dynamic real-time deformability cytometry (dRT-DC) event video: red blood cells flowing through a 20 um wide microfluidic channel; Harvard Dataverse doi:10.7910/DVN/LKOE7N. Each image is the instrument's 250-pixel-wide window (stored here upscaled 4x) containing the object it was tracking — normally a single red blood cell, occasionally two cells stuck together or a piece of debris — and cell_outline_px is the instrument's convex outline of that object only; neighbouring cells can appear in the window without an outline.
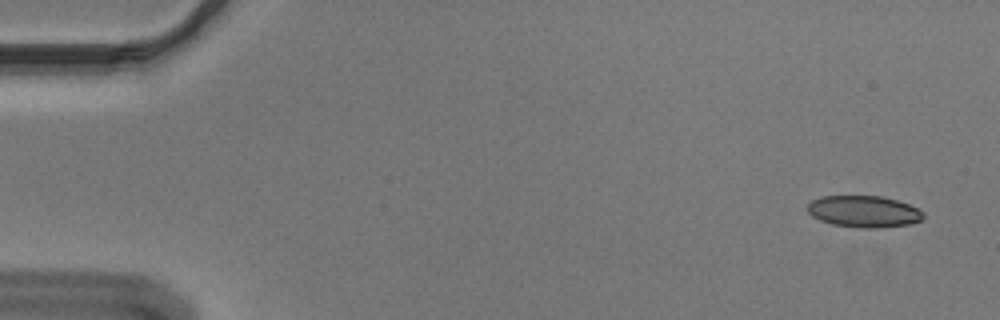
{"species": "Egyptian fruit bat (a non-hibernating species)", "species_latin": "Rousettus aegyptiacus", "temperature_condition": "cold", "stored_images_in_passage": 53, "camera_frame_rate_fps": 3000, "um_per_image_px": 0.085, "animal": {"sex": "male"}, "frame": {"image": 1, "passage_image": 1, "time_ms": 0.0, "image_size_px": [1000, 320], "cell_outline_px": [[924, 216], [920, 220], [912, 224], [880, 228], [856, 228], [832, 224], [820, 220], [812, 216], [808, 212], [808, 204], [812, 200], [820, 196], [880, 196], [896, 200], [908, 204], [924, 212]], "centroid_in_image_um": [73.42, 17.99], "position_along_channel_um": 11.6, "area_um2": 21.44}}
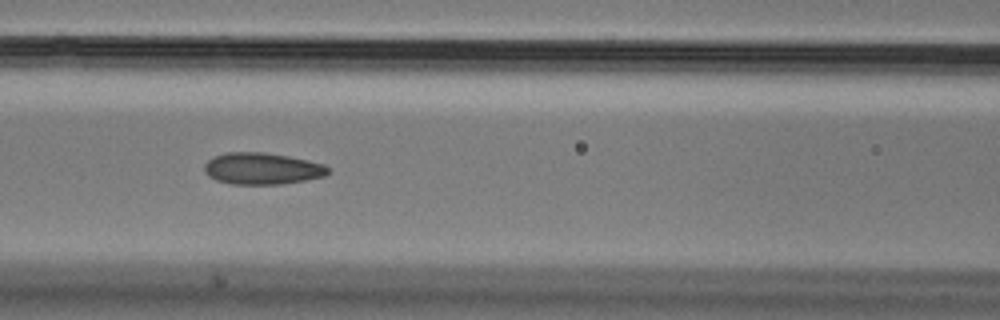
{"frame": {"image": 2, "passage_image": 22, "time_ms": 7.0, "image_size_px": [1000, 320], "cell_outline_px": [[328, 172], [324, 176], [304, 180], [280, 184], [232, 184], [216, 180], [208, 176], [204, 172], [204, 164], [208, 160], [224, 152], [264, 152], [288, 156], [308, 160], [324, 164], [328, 168]], "centroid_in_image_um": [22.24, 14.32], "position_along_channel_um": 144.4, "area_um2": 22.77}}
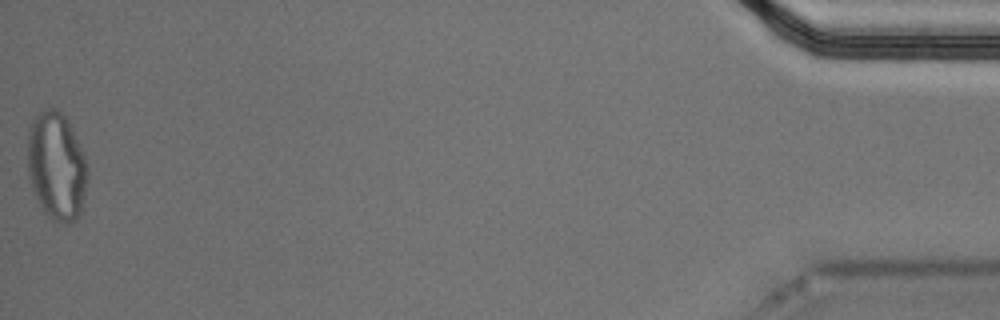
{"frame": {"image": 3, "passage_image": 53, "time_ms": 17.333, "image_size_px": [1000, 320], "cell_outline_px": [[88, 176], [80, 212], [76, 220], [68, 224], [64, 224], [48, 216], [44, 212], [32, 188], [28, 172], [28, 136], [32, 120], [44, 108], [56, 108], [64, 116], [84, 156], [88, 168]], "centroid_in_image_um": [4.8, 14.14], "position_along_channel_um": 430.4, "area_um2": 37.17}, "authors_computed_cell_mechanics": {"area_um2": 22.7732, "velocity_mm_per_s": 3.6628, "shape_relaxation_time_tau1_ms": null, "shape_relaxation_time_tau2_ms": 2.236, "deformation_change_tau1": null, "deformation_change_tau2": 0.078}}